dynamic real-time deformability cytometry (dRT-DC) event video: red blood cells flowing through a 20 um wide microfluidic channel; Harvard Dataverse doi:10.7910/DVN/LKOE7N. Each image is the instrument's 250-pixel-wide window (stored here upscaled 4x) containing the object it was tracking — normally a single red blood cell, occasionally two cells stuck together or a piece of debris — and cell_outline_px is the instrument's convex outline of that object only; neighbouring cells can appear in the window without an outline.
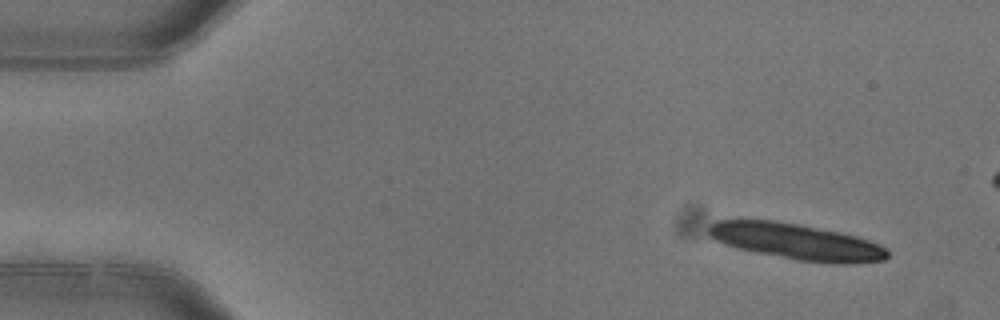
{"species": "common noctule bat (a hibernating species)", "species_latin": "Nyctalus noctula", "temperature_condition": "warm", "stored_images_in_passage": 5, "segment_of_instrument_passage": [1, 2], "camera_frame_rate_fps": 3000, "um_per_image_px": 0.085, "animal": {"sex": "female"}, "frame": {"image": 1, "passage_image": 1, "time_ms": 0.0, "image_size_px": [1000, 320], "cell_outline_px": [[888, 256], [884, 260], [852, 264], [840, 264], [796, 260], [736, 248], [724, 244], [708, 236], [708, 228], [716, 220], [772, 220], [800, 224], [840, 232], [856, 236], [880, 244], [888, 248]], "centroid_in_image_um": [67.72, 20.54], "position_along_channel_um": 17.3, "area_um2": 37.74}}